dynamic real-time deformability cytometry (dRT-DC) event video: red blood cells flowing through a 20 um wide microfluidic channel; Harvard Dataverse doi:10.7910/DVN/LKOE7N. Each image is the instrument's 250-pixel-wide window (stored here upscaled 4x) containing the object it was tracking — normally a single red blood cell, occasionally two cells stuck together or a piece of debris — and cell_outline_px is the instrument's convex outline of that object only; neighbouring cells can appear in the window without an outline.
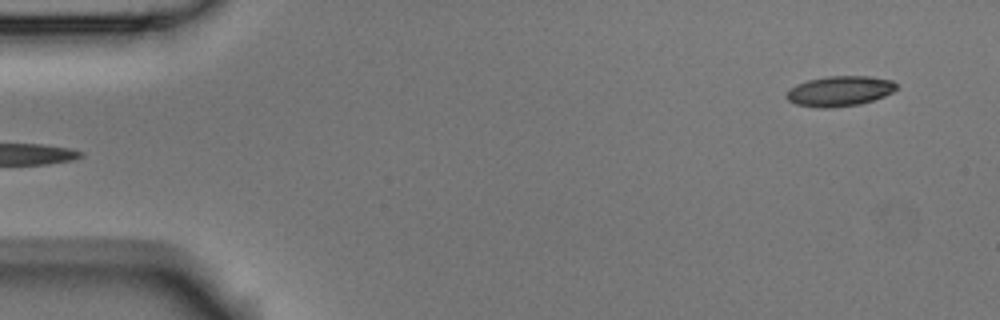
{"species": "Egyptian fruit bat (a non-hibernating species)", "species_latin": "Rousettus aegyptiacus", "temperature_condition": "room temperature", "stored_images_in_passage": 5, "segment_of_instrument_passage": [2, 2], "camera_frame_rate_fps": 3000, "um_per_image_px": 0.085, "animal": {"sex": "male"}, "frame": {"image": 1, "passage_image": 5, "time_ms": 1.333, "image_size_px": [1000, 320], "cell_outline_px": [[896, 88], [892, 92], [884, 96], [860, 104], [832, 108], [820, 108], [796, 104], [788, 100], [784, 96], [788, 88], [796, 84], [808, 80], [828, 76], [868, 76], [892, 80], [896, 84]], "centroid_in_image_um": [71.32, 7.74], "position_along_channel_um": 13.7, "area_um2": 19.42}}